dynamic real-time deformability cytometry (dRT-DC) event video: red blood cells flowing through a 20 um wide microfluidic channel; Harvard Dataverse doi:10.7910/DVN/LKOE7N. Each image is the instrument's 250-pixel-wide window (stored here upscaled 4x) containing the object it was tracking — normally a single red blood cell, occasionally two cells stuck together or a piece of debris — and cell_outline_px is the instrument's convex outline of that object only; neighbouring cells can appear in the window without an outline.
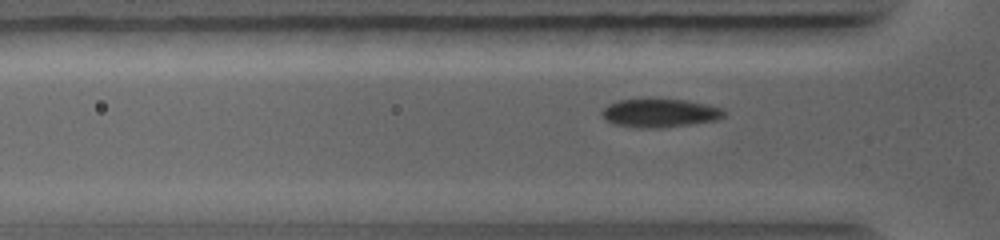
{"species": "common noctule bat (a hibernating species)", "species_latin": "Nyctalus noctula", "temperature_condition": "warm", "stored_images_in_passage": 68, "camera_frame_rate_fps": 5000, "um_per_image_px": 0.085, "animal": {"sex": "female", "body_mass_g": 19.0, "forearm_length_mm": 56.7}, "frame": {"image": 1, "passage_image": 15, "time_ms": 2.6, "image_size_px": [1000, 240], "cell_outline_px": [[724, 116], [716, 120], [660, 128], [636, 128], [616, 124], [608, 120], [600, 112], [608, 104], [620, 100], [688, 100], [720, 108], [724, 112]], "centroid_in_image_um": [56.07, 9.62], "position_along_channel_um": 69.7, "area_um2": 19.71}}
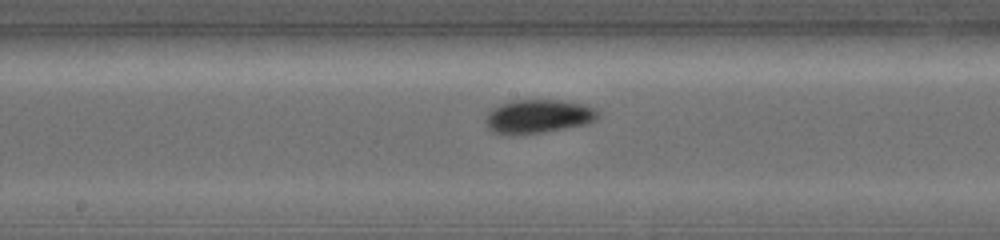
{"frame": {"image": 2, "passage_image": 30, "time_ms": 5.2, "image_size_px": [1000, 240], "cell_outline_px": [[600, 116], [596, 120], [584, 124], [540, 132], [492, 132], [488, 128], [484, 120], [488, 112], [492, 108], [500, 104], [512, 100], [560, 100], [588, 104], [596, 108], [600, 112]], "centroid_in_image_um": [45.8, 9.84], "position_along_channel_um": 202.4, "area_um2": 21.68}}
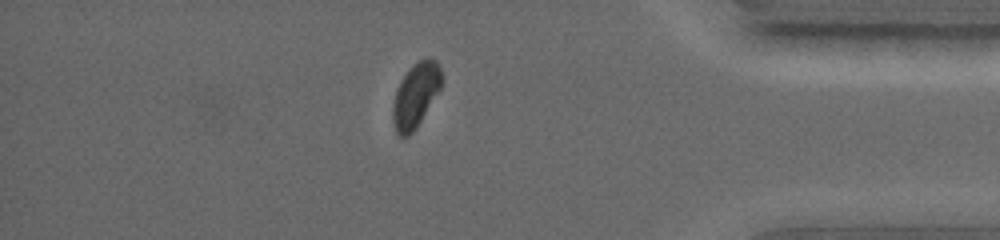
{"frame": {"image": 3, "passage_image": 54, "time_ms": 9.6, "image_size_px": [1000, 240], "cell_outline_px": [[440, 88], [416, 128], [408, 136], [400, 136], [396, 132], [392, 120], [392, 104], [396, 88], [400, 80], [408, 68], [416, 60], [428, 56], [436, 60], [440, 68]], "centroid_in_image_um": [35.28, 8.05], "position_along_channel_um": 399.9, "area_um2": 18.32}}